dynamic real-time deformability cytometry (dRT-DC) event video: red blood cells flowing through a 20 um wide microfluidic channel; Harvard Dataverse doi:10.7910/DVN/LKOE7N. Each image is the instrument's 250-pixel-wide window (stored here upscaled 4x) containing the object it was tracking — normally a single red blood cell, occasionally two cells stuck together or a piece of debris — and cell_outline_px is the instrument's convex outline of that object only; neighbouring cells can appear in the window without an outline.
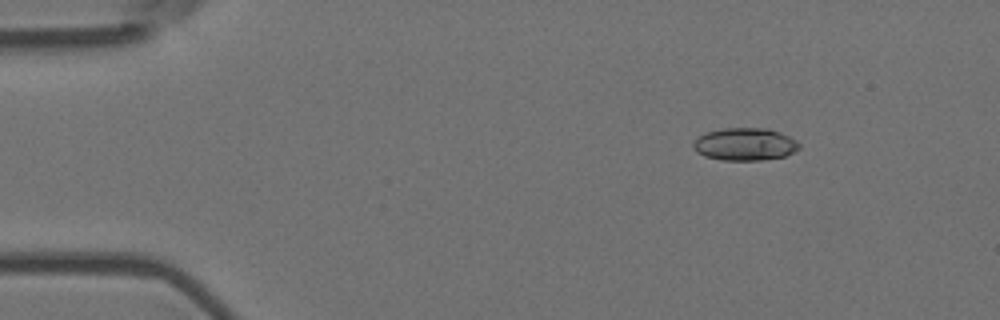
{"species": "Egyptian fruit bat (a non-hibernating species)", "species_latin": "Rousettus aegyptiacus", "temperature_condition": "room temperature", "stored_images_in_passage": 5, "camera_frame_rate_fps": 3000, "um_per_image_px": 0.085, "animal": {"sex": "female"}, "frame": {"image": 1, "passage_image": 3, "time_ms": 0.667, "image_size_px": [1000, 320], "cell_outline_px": [[800, 148], [784, 156], [760, 160], [724, 160], [704, 156], [696, 152], [692, 148], [692, 144], [700, 136], [708, 132], [724, 128], [768, 128], [780, 132], [796, 140], [800, 144]], "centroid_in_image_um": [63.32, 12.26], "position_along_channel_um": 21.7, "area_um2": 20.0}}
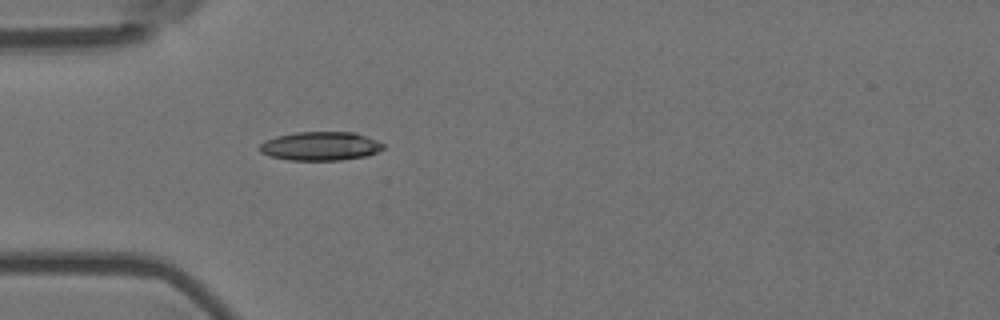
{"frame": {"image": 2, "passage_image": 5, "time_ms": 1.333, "image_size_px": [1000, 320], "cell_outline_px": [[384, 148], [368, 156], [340, 160], [288, 160], [272, 156], [260, 152], [260, 144], [264, 140], [276, 136], [296, 132], [356, 132], [376, 140], [384, 144]], "centroid_in_image_um": [27.24, 12.41], "position_along_channel_um": 57.8, "area_um2": 20.75}}